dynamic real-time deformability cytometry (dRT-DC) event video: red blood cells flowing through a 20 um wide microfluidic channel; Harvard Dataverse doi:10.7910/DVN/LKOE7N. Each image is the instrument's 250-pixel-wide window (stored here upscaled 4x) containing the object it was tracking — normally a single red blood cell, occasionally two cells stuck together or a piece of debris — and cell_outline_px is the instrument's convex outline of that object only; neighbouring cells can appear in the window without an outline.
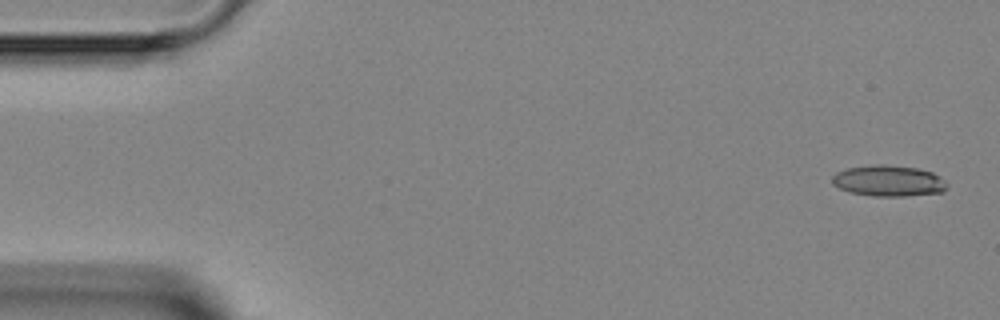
{"species": "Egyptian fruit bat (a non-hibernating species)", "species_latin": "Rousettus aegyptiacus", "temperature_condition": "room temperature", "stored_images_in_passage": 4, "camera_frame_rate_fps": 3000, "um_per_image_px": 0.085, "animal": {"sex": "female"}, "frame": {"image": 1, "passage_image": 1, "time_ms": 0.0, "image_size_px": [1000, 320], "cell_outline_px": [[948, 184], [944, 192], [904, 196], [872, 196], [852, 192], [840, 188], [832, 184], [832, 176], [836, 172], [848, 168], [876, 164], [884, 164], [916, 168], [932, 172], [940, 176]], "centroid_in_image_um": [75.54, 15.37], "position_along_channel_um": 9.5, "area_um2": 20.75}}
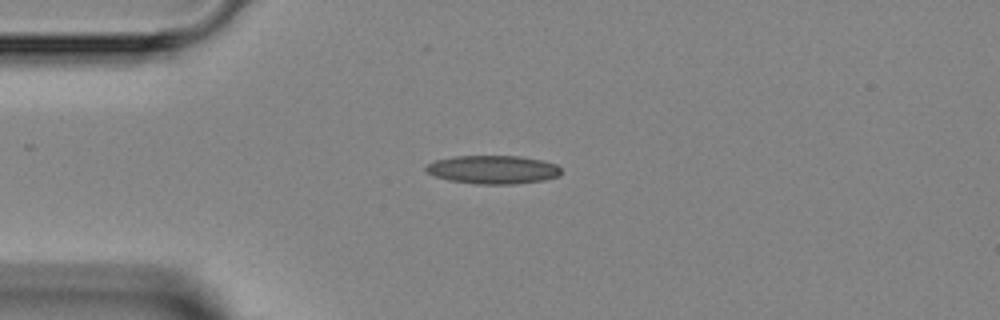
{"frame": {"image": 2, "passage_image": 3, "time_ms": 3.333, "image_size_px": [1000, 320], "cell_outline_px": [[560, 176], [544, 180], [512, 184], [476, 184], [448, 180], [436, 176], [428, 172], [424, 168], [428, 164], [436, 160], [456, 156], [520, 156], [540, 160], [556, 164], [560, 168]], "centroid_in_image_um": [41.91, 14.42], "position_along_channel_um": 43.1, "area_um2": 22.25}}